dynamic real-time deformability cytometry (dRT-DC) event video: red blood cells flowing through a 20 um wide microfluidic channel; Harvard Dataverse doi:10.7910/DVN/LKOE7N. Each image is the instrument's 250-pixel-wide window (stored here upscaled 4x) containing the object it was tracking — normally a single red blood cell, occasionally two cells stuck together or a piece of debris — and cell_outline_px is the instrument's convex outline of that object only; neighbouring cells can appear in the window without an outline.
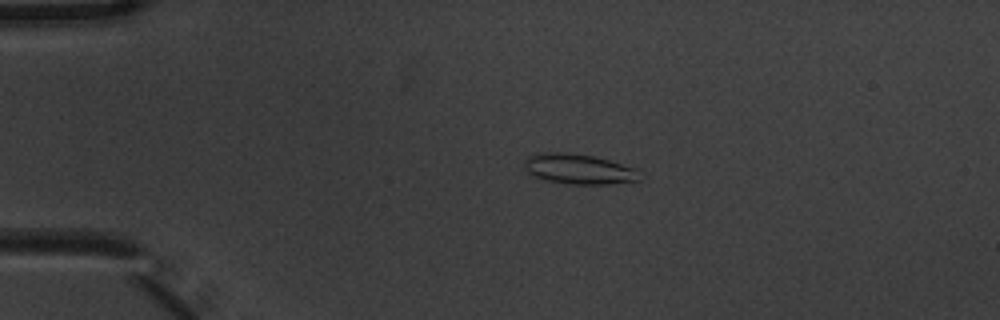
{"species": "common noctule bat (a hibernating species)", "species_latin": "Nyctalus noctula", "temperature_condition": "warm", "stored_images_in_passage": 6, "camera_frame_rate_fps": 3000, "um_per_image_px": 0.085, "animal": {"sex": "male", "body_mass_g": 20.1, "forearm_length_mm": 53.5}, "frame": {"image": 1, "passage_image": 4, "time_ms": 1.0, "image_size_px": [1000, 320], "cell_outline_px": [[640, 180], [608, 184], [568, 184], [548, 180], [536, 176], [528, 172], [524, 168], [524, 164], [528, 156], [540, 152], [564, 152], [592, 156], [608, 160], [636, 168]], "centroid_in_image_um": [49.18, 14.36], "position_along_channel_um": 35.8, "area_um2": 20.0}}
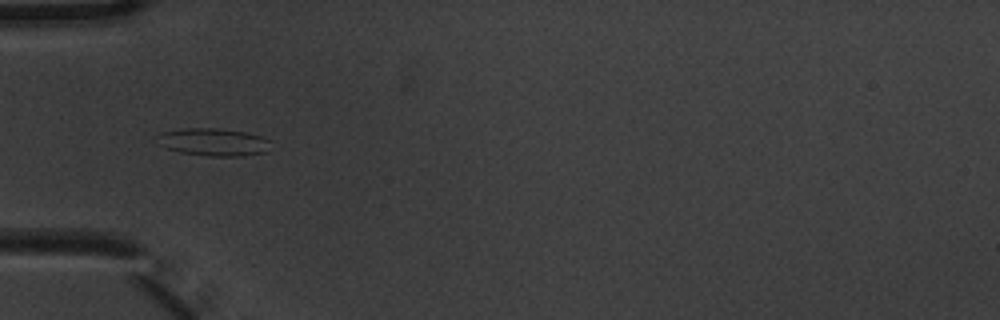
{"frame": {"image": 2, "passage_image": 6, "time_ms": 1.667, "image_size_px": [1000, 320], "cell_outline_px": [[272, 140], [268, 152], [244, 156], [208, 156], [180, 152], [156, 144], [152, 140], [156, 136], [164, 132], [184, 128], [220, 128], [248, 132]], "centroid_in_image_um": [18.16, 12.07], "position_along_channel_um": 66.8, "area_um2": 18.73}}